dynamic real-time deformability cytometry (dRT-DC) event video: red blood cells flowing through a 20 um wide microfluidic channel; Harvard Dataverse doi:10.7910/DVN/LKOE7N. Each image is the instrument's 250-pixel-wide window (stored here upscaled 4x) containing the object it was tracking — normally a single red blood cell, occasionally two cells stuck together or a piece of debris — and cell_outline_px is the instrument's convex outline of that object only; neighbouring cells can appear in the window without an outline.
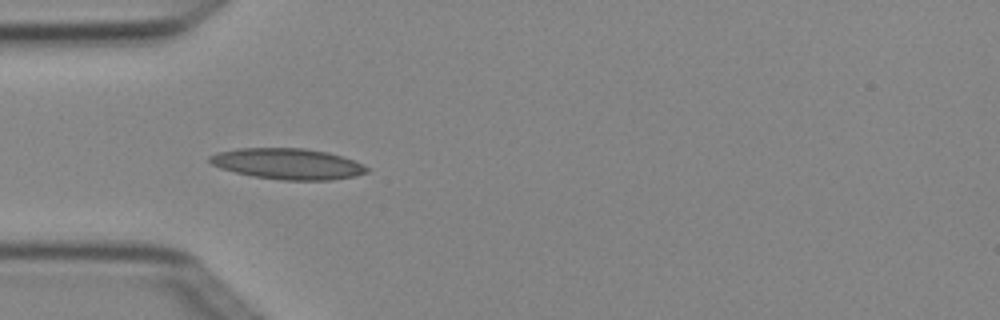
{"species": "Egyptian fruit bat (a non-hibernating species)", "species_latin": "Rousettus aegyptiacus", "temperature_condition": "cold", "stored_images_in_passage": 3, "camera_frame_rate_fps": 3000, "um_per_image_px": 0.085, "animal": {"sex": "female"}, "frame": {"image": 1, "passage_image": 3, "time_ms": 0.667, "image_size_px": [1000, 320], "cell_outline_px": [[368, 172], [356, 176], [332, 180], [280, 180], [252, 176], [220, 168], [212, 164], [208, 160], [208, 156], [216, 152], [236, 148], [304, 148], [328, 152], [352, 160], [368, 168]], "centroid_in_image_um": [24.41, 13.92], "position_along_channel_um": 60.6, "area_um2": 28.32}}